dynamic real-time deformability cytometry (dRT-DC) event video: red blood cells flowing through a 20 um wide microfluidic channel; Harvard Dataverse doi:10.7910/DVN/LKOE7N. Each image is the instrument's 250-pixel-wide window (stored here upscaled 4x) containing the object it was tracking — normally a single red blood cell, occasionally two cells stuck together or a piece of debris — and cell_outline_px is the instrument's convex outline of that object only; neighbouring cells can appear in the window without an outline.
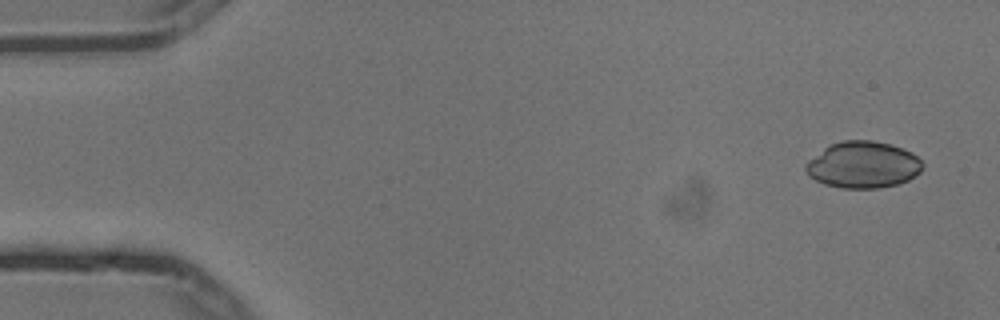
{"species": "common noctule bat (a hibernating species)", "species_latin": "Nyctalus noctula", "temperature_condition": "cold", "stored_images_in_passage": 4, "camera_frame_rate_fps": 3000, "um_per_image_px": 0.085, "animal": {"sex": "male", "body_mass_g": 13.3}, "frame": {"image": 1, "passage_image": 1, "time_ms": 0.0, "image_size_px": [1000, 320], "cell_outline_px": [[924, 164], [920, 172], [916, 176], [908, 180], [896, 184], [880, 188], [840, 188], [824, 184], [808, 176], [804, 168], [804, 164], [808, 160], [824, 148], [832, 144], [844, 140], [872, 140], [888, 144], [912, 152]], "centroid_in_image_um": [73.34, 14.02], "position_along_channel_um": 11.7, "area_um2": 31.73}}